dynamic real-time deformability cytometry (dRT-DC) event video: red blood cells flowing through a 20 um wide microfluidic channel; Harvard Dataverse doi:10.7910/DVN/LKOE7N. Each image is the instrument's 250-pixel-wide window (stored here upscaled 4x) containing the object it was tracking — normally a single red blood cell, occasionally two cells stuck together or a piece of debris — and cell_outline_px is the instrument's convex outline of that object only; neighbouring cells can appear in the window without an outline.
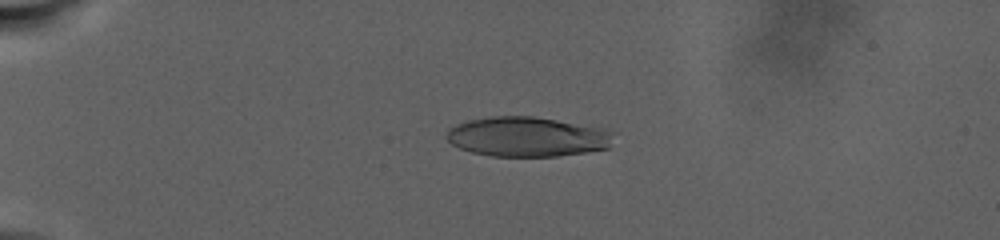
{"species": "human", "species_latin": "Homo sapiens", "temperature_condition": "warm", "stored_images_in_passage": 48, "camera_frame_rate_fps": 3000, "um_per_image_px": 0.085, "donor": {"sex": "male"}, "frame": {"image": 1, "passage_image": 33, "time_ms": 8.333, "image_size_px": [1000, 240], "cell_outline_px": [[616, 132], [612, 148], [556, 156], [492, 156], [472, 152], [460, 148], [452, 144], [444, 136], [448, 128], [456, 124], [468, 120], [492, 116], [532, 116], [556, 120], [600, 128]], "centroid_in_image_um": [44.83, 11.62], "position_along_channel_um": 40.2, "area_um2": 38.9}}